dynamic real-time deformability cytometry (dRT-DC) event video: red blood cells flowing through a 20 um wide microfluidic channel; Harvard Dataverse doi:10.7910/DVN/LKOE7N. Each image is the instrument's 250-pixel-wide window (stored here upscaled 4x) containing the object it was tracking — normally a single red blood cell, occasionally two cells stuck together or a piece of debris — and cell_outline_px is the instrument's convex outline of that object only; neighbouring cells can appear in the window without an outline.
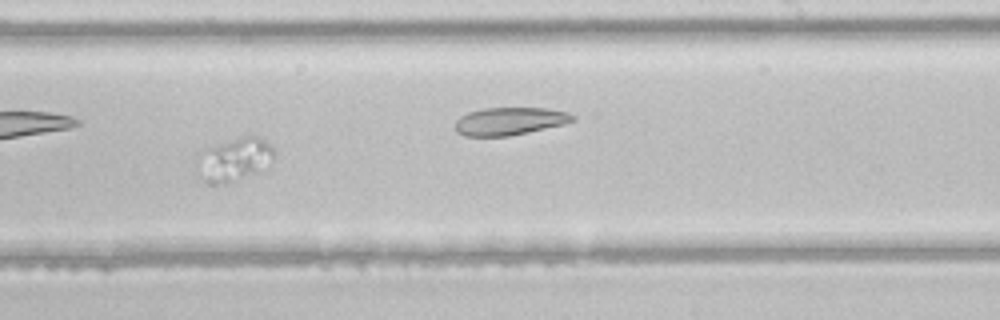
{"species": "common noctule bat (a hibernating species)", "species_latin": "Nyctalus noctula", "temperature_condition": "room temperature", "stored_images_in_passage": 43, "camera_frame_rate_fps": 3000, "um_per_image_px": 0.085, "animal": {"sex": "male", "body_mass_g": 21.5, "forearm_length_mm": 52.0}, "frame": {"image": 1, "passage_image": 25, "time_ms": 8.0, "image_size_px": [1000, 320], "cell_outline_px": [[276, 152], [272, 160], [228, 184], [204, 184], [200, 180], [196, 172], [196, 160], [200, 152], [204, 148], [240, 136], [260, 136], [272, 144]], "centroid_in_image_um": [19.81, 13.53], "position_along_channel_um": 269.2, "area_um2": 19.59}}